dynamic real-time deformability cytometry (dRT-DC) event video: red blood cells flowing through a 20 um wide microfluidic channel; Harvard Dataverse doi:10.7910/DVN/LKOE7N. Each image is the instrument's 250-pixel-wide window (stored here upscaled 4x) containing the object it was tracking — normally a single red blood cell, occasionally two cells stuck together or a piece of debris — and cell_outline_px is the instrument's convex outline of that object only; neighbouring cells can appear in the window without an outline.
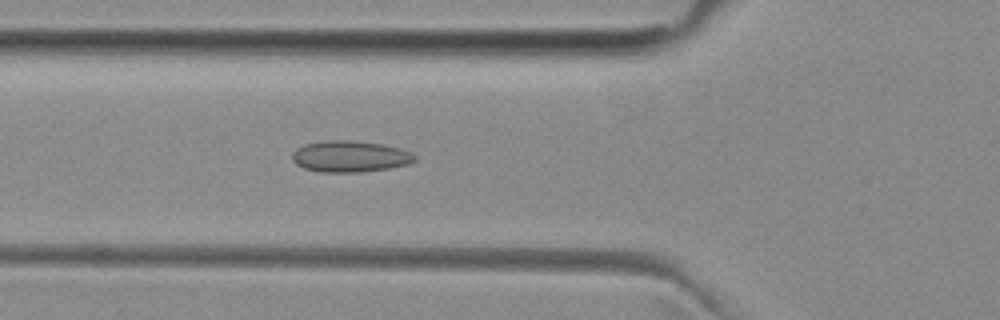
{"species": "common noctule bat (a hibernating species)", "species_latin": "Nyctalus noctula", "temperature_condition": "room temperature", "stored_images_in_passage": 49, "camera_frame_rate_fps": 3000, "um_per_image_px": 0.085, "animal": {"sex": "female", "body_mass_g": 29.2, "forearm_length_mm": 56.3}, "frame": {"image": 1, "passage_image": 17, "time_ms": 5.333, "image_size_px": [1000, 320], "cell_outline_px": [[416, 160], [408, 164], [388, 168], [360, 172], [320, 172], [304, 168], [296, 164], [292, 160], [292, 152], [296, 148], [304, 144], [324, 140], [348, 140], [380, 144], [400, 148], [412, 152], [416, 156]], "centroid_in_image_um": [29.72, 13.29], "position_along_channel_um": 96.1, "area_um2": 22.43}}
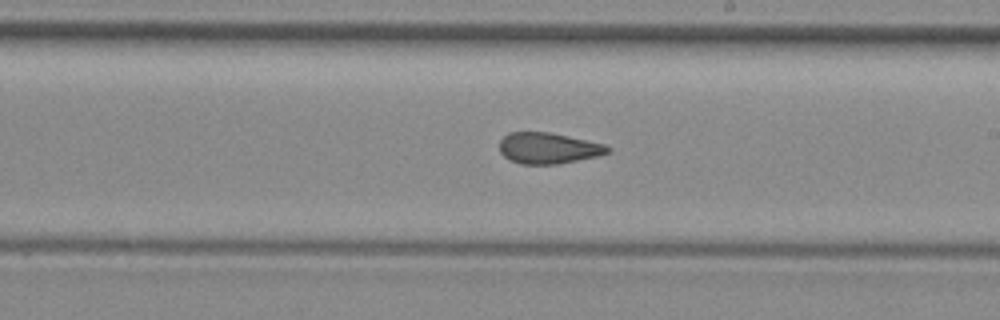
{"frame": {"image": 2, "passage_image": 28, "time_ms": 9.0, "image_size_px": [1000, 320], "cell_outline_px": [[612, 148], [608, 152], [596, 156], [560, 164], [520, 164], [504, 156], [500, 152], [500, 140], [508, 132], [548, 132], [568, 136], [604, 144]], "centroid_in_image_um": [46.59, 12.59], "position_along_channel_um": 242.4, "area_um2": 19.42}}
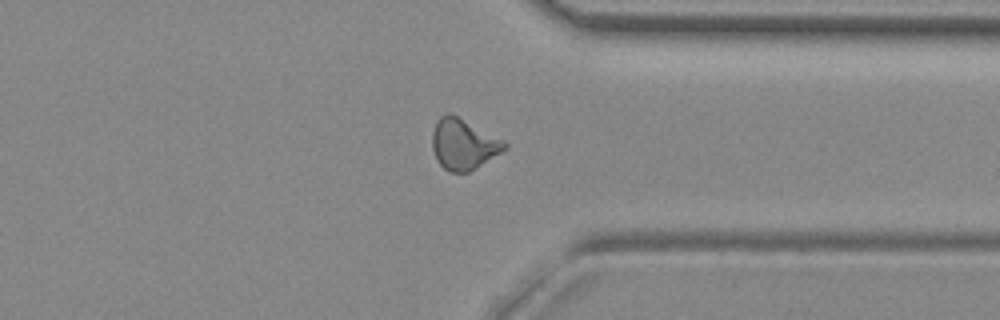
{"frame": {"image": 3, "passage_image": 38, "time_ms": 12.333, "image_size_px": [1000, 320], "cell_outline_px": [[508, 148], [476, 168], [468, 172], [448, 172], [436, 160], [432, 148], [432, 132], [436, 120], [440, 116], [448, 112], [504, 140], [508, 144]], "centroid_in_image_um": [39.38, 12.27], "position_along_channel_um": 372.0, "area_um2": 21.33}}